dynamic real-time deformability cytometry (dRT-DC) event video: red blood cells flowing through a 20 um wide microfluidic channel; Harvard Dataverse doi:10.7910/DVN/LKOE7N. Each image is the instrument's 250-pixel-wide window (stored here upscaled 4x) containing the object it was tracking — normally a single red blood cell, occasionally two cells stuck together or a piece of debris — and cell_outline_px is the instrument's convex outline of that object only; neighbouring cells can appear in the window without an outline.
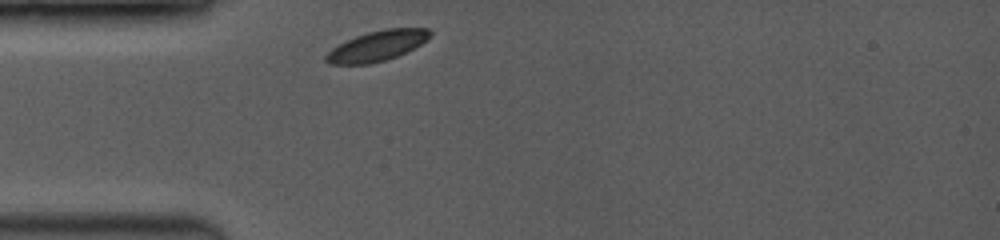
{"species": "common noctule bat (a hibernating species)", "species_latin": "Nyctalus noctula", "temperature_condition": "room temperature", "stored_images_in_passage": 34, "camera_frame_rate_fps": 3500, "um_per_image_px": 0.085, "animal": {"sex": "female", "body_mass_g": 19.0, "forearm_length_mm": 53.3}, "frame": {"image": 1, "passage_image": 1, "time_ms": 0.0, "image_size_px": [1000, 240], "cell_outline_px": [[432, 36], [420, 44], [396, 56], [384, 60], [368, 64], [328, 64], [324, 60], [324, 56], [332, 48], [356, 36], [368, 32], [384, 28], [428, 28], [432, 32]], "centroid_in_image_um": [32.04, 3.89], "position_along_channel_um": 53.0, "area_um2": 18.15}}
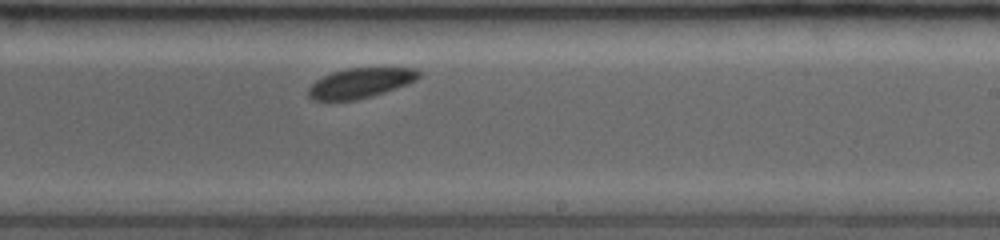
{"frame": {"image": 2, "passage_image": 20, "time_ms": 5.429, "image_size_px": [1000, 240], "cell_outline_px": [[420, 76], [416, 80], [408, 84], [372, 96], [356, 100], [328, 104], [312, 100], [308, 96], [308, 88], [316, 80], [332, 72], [348, 68], [416, 68], [420, 72]], "centroid_in_image_um": [30.56, 7.1], "position_along_channel_um": 258.4, "area_um2": 19.83}}
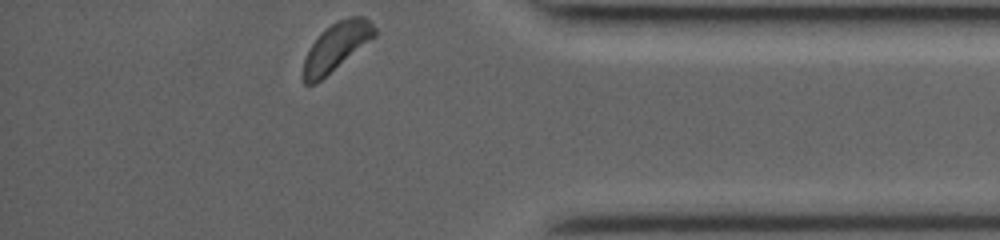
{"frame": {"image": 3, "passage_image": 34, "time_ms": 9.429, "image_size_px": [1000, 240], "cell_outline_px": [[376, 36], [316, 84], [304, 84], [300, 76], [304, 60], [312, 44], [320, 32], [336, 20], [348, 16], [364, 16], [376, 28]], "centroid_in_image_um": [28.55, 3.98], "position_along_channel_um": 406.6, "area_um2": 20.11}}